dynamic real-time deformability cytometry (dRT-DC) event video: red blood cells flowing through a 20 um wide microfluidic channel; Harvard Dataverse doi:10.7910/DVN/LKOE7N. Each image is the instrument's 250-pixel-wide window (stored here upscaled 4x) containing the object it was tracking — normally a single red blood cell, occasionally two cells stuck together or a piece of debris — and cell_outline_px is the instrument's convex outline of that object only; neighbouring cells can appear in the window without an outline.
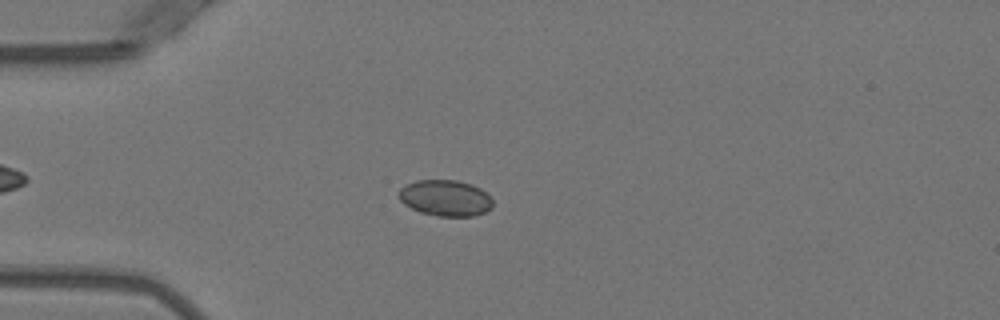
{"species": "Egyptian fruit bat (a non-hibernating species)", "species_latin": "Rousettus aegyptiacus", "temperature_condition": "warm", "stored_images_in_passage": 40, "camera_frame_rate_fps": 3000, "um_per_image_px": 0.085, "animal": {"sex": "female"}, "frame": {"image": 1, "passage_image": 13, "time_ms": 4.0, "image_size_px": [1000, 320], "cell_outline_px": [[492, 208], [484, 212], [472, 216], [436, 216], [420, 212], [404, 204], [396, 196], [396, 192], [400, 188], [416, 180], [456, 180], [472, 184], [480, 188], [492, 200]], "centroid_in_image_um": [37.81, 16.83], "position_along_channel_um": 47.2, "area_um2": 19.83}}
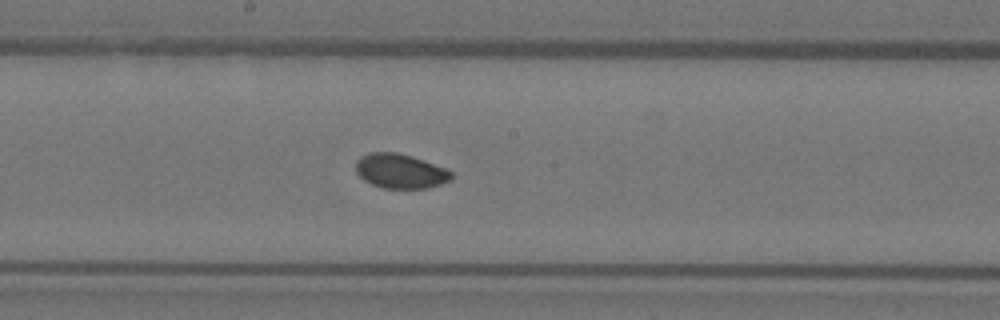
{"frame": {"image": 2, "passage_image": 27, "time_ms": 8.667, "image_size_px": [1000, 320], "cell_outline_px": [[452, 180], [440, 184], [424, 188], [384, 188], [372, 184], [364, 180], [356, 172], [356, 160], [360, 156], [368, 152], [396, 152], [412, 156], [448, 168], [452, 172]], "centroid_in_image_um": [34.03, 14.53], "position_along_channel_um": 214.2, "area_um2": 19.36}}
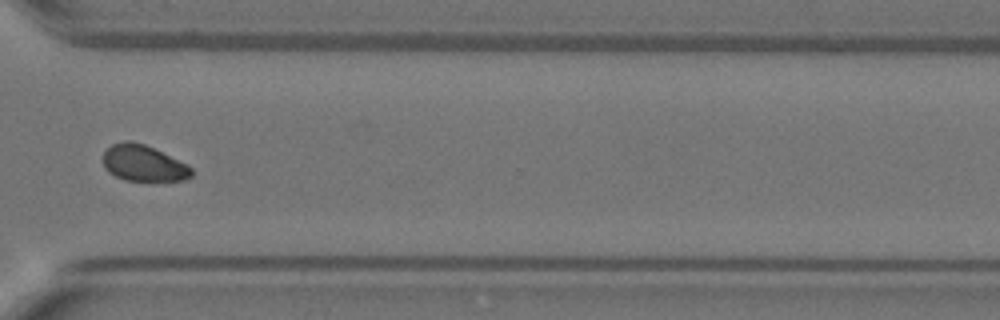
{"frame": {"image": 3, "passage_image": 38, "time_ms": 12.333, "image_size_px": [1000, 320], "cell_outline_px": [[192, 176], [184, 180], [124, 180], [108, 172], [104, 168], [104, 152], [112, 144], [124, 140], [132, 140], [144, 144], [188, 164], [192, 168]], "centroid_in_image_um": [12.19, 13.86], "position_along_channel_um": 358.4, "area_um2": 18.55}, "authors_computed_cell_mechanics": {"area_um2": 19.8254, "velocity_mm_per_s": 3.9455, "shape_relaxation_time_tau1_ms": 4.6206, "shape_relaxation_time_tau2_ms": null, "deformation_change_tau1": 0.1026, "deformation_change_tau2": null}}